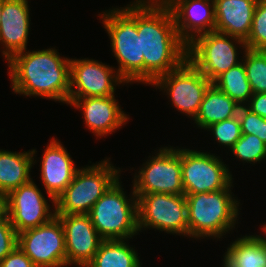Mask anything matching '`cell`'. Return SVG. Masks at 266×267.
Instances as JSON below:
<instances>
[{
  "label": "cell",
  "mask_w": 266,
  "mask_h": 267,
  "mask_svg": "<svg viewBox=\"0 0 266 267\" xmlns=\"http://www.w3.org/2000/svg\"><path fill=\"white\" fill-rule=\"evenodd\" d=\"M69 106L81 111L85 128L91 131L96 140L115 133L130 120L115 95L76 98Z\"/></svg>",
  "instance_id": "obj_16"
},
{
  "label": "cell",
  "mask_w": 266,
  "mask_h": 267,
  "mask_svg": "<svg viewBox=\"0 0 266 267\" xmlns=\"http://www.w3.org/2000/svg\"><path fill=\"white\" fill-rule=\"evenodd\" d=\"M136 197L139 234L144 230L154 229L160 233L188 238L187 203L184 194L148 193Z\"/></svg>",
  "instance_id": "obj_9"
},
{
  "label": "cell",
  "mask_w": 266,
  "mask_h": 267,
  "mask_svg": "<svg viewBox=\"0 0 266 267\" xmlns=\"http://www.w3.org/2000/svg\"><path fill=\"white\" fill-rule=\"evenodd\" d=\"M215 154L201 149L199 151L181 147L184 194L214 192L225 189L234 182L229 165Z\"/></svg>",
  "instance_id": "obj_11"
},
{
  "label": "cell",
  "mask_w": 266,
  "mask_h": 267,
  "mask_svg": "<svg viewBox=\"0 0 266 267\" xmlns=\"http://www.w3.org/2000/svg\"><path fill=\"white\" fill-rule=\"evenodd\" d=\"M18 243V234L8 216L0 219V261H2Z\"/></svg>",
  "instance_id": "obj_31"
},
{
  "label": "cell",
  "mask_w": 266,
  "mask_h": 267,
  "mask_svg": "<svg viewBox=\"0 0 266 267\" xmlns=\"http://www.w3.org/2000/svg\"><path fill=\"white\" fill-rule=\"evenodd\" d=\"M7 216V195L0 191V219Z\"/></svg>",
  "instance_id": "obj_34"
},
{
  "label": "cell",
  "mask_w": 266,
  "mask_h": 267,
  "mask_svg": "<svg viewBox=\"0 0 266 267\" xmlns=\"http://www.w3.org/2000/svg\"><path fill=\"white\" fill-rule=\"evenodd\" d=\"M119 178L93 205L89 214L104 240L132 239L139 234L137 197L133 187L127 195Z\"/></svg>",
  "instance_id": "obj_5"
},
{
  "label": "cell",
  "mask_w": 266,
  "mask_h": 267,
  "mask_svg": "<svg viewBox=\"0 0 266 267\" xmlns=\"http://www.w3.org/2000/svg\"><path fill=\"white\" fill-rule=\"evenodd\" d=\"M256 4L254 0H214V30L245 41L251 31Z\"/></svg>",
  "instance_id": "obj_20"
},
{
  "label": "cell",
  "mask_w": 266,
  "mask_h": 267,
  "mask_svg": "<svg viewBox=\"0 0 266 267\" xmlns=\"http://www.w3.org/2000/svg\"><path fill=\"white\" fill-rule=\"evenodd\" d=\"M137 33H141L144 85L177 69L187 59V45L179 38L173 14L162 0H136Z\"/></svg>",
  "instance_id": "obj_1"
},
{
  "label": "cell",
  "mask_w": 266,
  "mask_h": 267,
  "mask_svg": "<svg viewBox=\"0 0 266 267\" xmlns=\"http://www.w3.org/2000/svg\"><path fill=\"white\" fill-rule=\"evenodd\" d=\"M242 61L253 93H266V52L246 49Z\"/></svg>",
  "instance_id": "obj_26"
},
{
  "label": "cell",
  "mask_w": 266,
  "mask_h": 267,
  "mask_svg": "<svg viewBox=\"0 0 266 267\" xmlns=\"http://www.w3.org/2000/svg\"><path fill=\"white\" fill-rule=\"evenodd\" d=\"M110 39L117 71L128 83L144 85V57L141 56V33H137L136 0L124 7L113 6L98 14Z\"/></svg>",
  "instance_id": "obj_4"
},
{
  "label": "cell",
  "mask_w": 266,
  "mask_h": 267,
  "mask_svg": "<svg viewBox=\"0 0 266 267\" xmlns=\"http://www.w3.org/2000/svg\"><path fill=\"white\" fill-rule=\"evenodd\" d=\"M36 148L14 152L0 149V191L8 195L12 190L27 184L33 178L31 168L37 164Z\"/></svg>",
  "instance_id": "obj_21"
},
{
  "label": "cell",
  "mask_w": 266,
  "mask_h": 267,
  "mask_svg": "<svg viewBox=\"0 0 266 267\" xmlns=\"http://www.w3.org/2000/svg\"><path fill=\"white\" fill-rule=\"evenodd\" d=\"M240 236L226 248L222 267H266V244L256 233Z\"/></svg>",
  "instance_id": "obj_22"
},
{
  "label": "cell",
  "mask_w": 266,
  "mask_h": 267,
  "mask_svg": "<svg viewBox=\"0 0 266 267\" xmlns=\"http://www.w3.org/2000/svg\"><path fill=\"white\" fill-rule=\"evenodd\" d=\"M204 131L210 132L209 134L213 135V141H217L216 143L218 145L228 149V152L242 136L238 115L229 119H225L221 122L214 123L208 126Z\"/></svg>",
  "instance_id": "obj_28"
},
{
  "label": "cell",
  "mask_w": 266,
  "mask_h": 267,
  "mask_svg": "<svg viewBox=\"0 0 266 267\" xmlns=\"http://www.w3.org/2000/svg\"><path fill=\"white\" fill-rule=\"evenodd\" d=\"M7 74L14 94L42 98L68 106L70 58L55 47L15 54L7 62Z\"/></svg>",
  "instance_id": "obj_2"
},
{
  "label": "cell",
  "mask_w": 266,
  "mask_h": 267,
  "mask_svg": "<svg viewBox=\"0 0 266 267\" xmlns=\"http://www.w3.org/2000/svg\"><path fill=\"white\" fill-rule=\"evenodd\" d=\"M233 182L214 192L184 194L187 203L188 238L222 241L234 232L241 215L240 199L232 192ZM231 231V232H230Z\"/></svg>",
  "instance_id": "obj_3"
},
{
  "label": "cell",
  "mask_w": 266,
  "mask_h": 267,
  "mask_svg": "<svg viewBox=\"0 0 266 267\" xmlns=\"http://www.w3.org/2000/svg\"><path fill=\"white\" fill-rule=\"evenodd\" d=\"M261 226L260 234H256V236H258L266 244V223L264 222L263 225L261 224Z\"/></svg>",
  "instance_id": "obj_35"
},
{
  "label": "cell",
  "mask_w": 266,
  "mask_h": 267,
  "mask_svg": "<svg viewBox=\"0 0 266 267\" xmlns=\"http://www.w3.org/2000/svg\"><path fill=\"white\" fill-rule=\"evenodd\" d=\"M239 105L213 83L202 99L199 113L193 120V127L205 130L208 126L237 116Z\"/></svg>",
  "instance_id": "obj_23"
},
{
  "label": "cell",
  "mask_w": 266,
  "mask_h": 267,
  "mask_svg": "<svg viewBox=\"0 0 266 267\" xmlns=\"http://www.w3.org/2000/svg\"><path fill=\"white\" fill-rule=\"evenodd\" d=\"M0 267H36L17 245L2 261Z\"/></svg>",
  "instance_id": "obj_32"
},
{
  "label": "cell",
  "mask_w": 266,
  "mask_h": 267,
  "mask_svg": "<svg viewBox=\"0 0 266 267\" xmlns=\"http://www.w3.org/2000/svg\"><path fill=\"white\" fill-rule=\"evenodd\" d=\"M129 243V239L103 240L86 267H142L140 253Z\"/></svg>",
  "instance_id": "obj_24"
},
{
  "label": "cell",
  "mask_w": 266,
  "mask_h": 267,
  "mask_svg": "<svg viewBox=\"0 0 266 267\" xmlns=\"http://www.w3.org/2000/svg\"><path fill=\"white\" fill-rule=\"evenodd\" d=\"M171 10L179 38L188 45L199 35L214 31V0H162Z\"/></svg>",
  "instance_id": "obj_18"
},
{
  "label": "cell",
  "mask_w": 266,
  "mask_h": 267,
  "mask_svg": "<svg viewBox=\"0 0 266 267\" xmlns=\"http://www.w3.org/2000/svg\"><path fill=\"white\" fill-rule=\"evenodd\" d=\"M212 83L240 107L246 106L253 94L243 61L219 75Z\"/></svg>",
  "instance_id": "obj_25"
},
{
  "label": "cell",
  "mask_w": 266,
  "mask_h": 267,
  "mask_svg": "<svg viewBox=\"0 0 266 267\" xmlns=\"http://www.w3.org/2000/svg\"><path fill=\"white\" fill-rule=\"evenodd\" d=\"M245 43L250 50L266 49V1L257 2L251 31Z\"/></svg>",
  "instance_id": "obj_29"
},
{
  "label": "cell",
  "mask_w": 266,
  "mask_h": 267,
  "mask_svg": "<svg viewBox=\"0 0 266 267\" xmlns=\"http://www.w3.org/2000/svg\"><path fill=\"white\" fill-rule=\"evenodd\" d=\"M245 107L266 119V93H253Z\"/></svg>",
  "instance_id": "obj_33"
},
{
  "label": "cell",
  "mask_w": 266,
  "mask_h": 267,
  "mask_svg": "<svg viewBox=\"0 0 266 267\" xmlns=\"http://www.w3.org/2000/svg\"><path fill=\"white\" fill-rule=\"evenodd\" d=\"M211 84L186 59L177 69L160 76L150 86L168 95L170 105L192 121L199 113L202 99Z\"/></svg>",
  "instance_id": "obj_10"
},
{
  "label": "cell",
  "mask_w": 266,
  "mask_h": 267,
  "mask_svg": "<svg viewBox=\"0 0 266 267\" xmlns=\"http://www.w3.org/2000/svg\"><path fill=\"white\" fill-rule=\"evenodd\" d=\"M110 160V157H105L99 162L81 166L72 182L56 198V214H88L96 201L124 172Z\"/></svg>",
  "instance_id": "obj_6"
},
{
  "label": "cell",
  "mask_w": 266,
  "mask_h": 267,
  "mask_svg": "<svg viewBox=\"0 0 266 267\" xmlns=\"http://www.w3.org/2000/svg\"><path fill=\"white\" fill-rule=\"evenodd\" d=\"M115 66L95 59L70 58V94L68 105L76 98L116 95V87L130 85ZM123 84V85H122Z\"/></svg>",
  "instance_id": "obj_12"
},
{
  "label": "cell",
  "mask_w": 266,
  "mask_h": 267,
  "mask_svg": "<svg viewBox=\"0 0 266 267\" xmlns=\"http://www.w3.org/2000/svg\"><path fill=\"white\" fill-rule=\"evenodd\" d=\"M229 151L233 159L252 166L266 160V143L252 134H242Z\"/></svg>",
  "instance_id": "obj_27"
},
{
  "label": "cell",
  "mask_w": 266,
  "mask_h": 267,
  "mask_svg": "<svg viewBox=\"0 0 266 267\" xmlns=\"http://www.w3.org/2000/svg\"><path fill=\"white\" fill-rule=\"evenodd\" d=\"M246 49L244 40L214 30L194 38L187 45L186 54L187 60L213 82L241 63L243 56L239 55H244Z\"/></svg>",
  "instance_id": "obj_7"
},
{
  "label": "cell",
  "mask_w": 266,
  "mask_h": 267,
  "mask_svg": "<svg viewBox=\"0 0 266 267\" xmlns=\"http://www.w3.org/2000/svg\"><path fill=\"white\" fill-rule=\"evenodd\" d=\"M161 147V148H160ZM150 153L147 160H143L138 170L134 167L135 175L132 187L135 195L148 193H167L173 195L184 194L181 176V148L160 146ZM152 155V156H151Z\"/></svg>",
  "instance_id": "obj_8"
},
{
  "label": "cell",
  "mask_w": 266,
  "mask_h": 267,
  "mask_svg": "<svg viewBox=\"0 0 266 267\" xmlns=\"http://www.w3.org/2000/svg\"><path fill=\"white\" fill-rule=\"evenodd\" d=\"M2 8H3V0H0V21H1Z\"/></svg>",
  "instance_id": "obj_36"
},
{
  "label": "cell",
  "mask_w": 266,
  "mask_h": 267,
  "mask_svg": "<svg viewBox=\"0 0 266 267\" xmlns=\"http://www.w3.org/2000/svg\"><path fill=\"white\" fill-rule=\"evenodd\" d=\"M39 157L40 179L44 192L55 200L72 182L79 167H76L73 157L68 153L67 147L55 137L49 139V143Z\"/></svg>",
  "instance_id": "obj_19"
},
{
  "label": "cell",
  "mask_w": 266,
  "mask_h": 267,
  "mask_svg": "<svg viewBox=\"0 0 266 267\" xmlns=\"http://www.w3.org/2000/svg\"><path fill=\"white\" fill-rule=\"evenodd\" d=\"M38 186L32 179L7 195V216L17 234L45 224L56 216L55 199L51 195L45 198L47 193Z\"/></svg>",
  "instance_id": "obj_13"
},
{
  "label": "cell",
  "mask_w": 266,
  "mask_h": 267,
  "mask_svg": "<svg viewBox=\"0 0 266 267\" xmlns=\"http://www.w3.org/2000/svg\"><path fill=\"white\" fill-rule=\"evenodd\" d=\"M17 245L36 267H66L64 229L57 216L18 233Z\"/></svg>",
  "instance_id": "obj_14"
},
{
  "label": "cell",
  "mask_w": 266,
  "mask_h": 267,
  "mask_svg": "<svg viewBox=\"0 0 266 267\" xmlns=\"http://www.w3.org/2000/svg\"><path fill=\"white\" fill-rule=\"evenodd\" d=\"M238 118L240 120L242 134H252L266 143V119L252 113L245 106L239 107Z\"/></svg>",
  "instance_id": "obj_30"
},
{
  "label": "cell",
  "mask_w": 266,
  "mask_h": 267,
  "mask_svg": "<svg viewBox=\"0 0 266 267\" xmlns=\"http://www.w3.org/2000/svg\"><path fill=\"white\" fill-rule=\"evenodd\" d=\"M30 2L3 0L0 21L1 56L8 62L15 54L27 49L30 36Z\"/></svg>",
  "instance_id": "obj_17"
},
{
  "label": "cell",
  "mask_w": 266,
  "mask_h": 267,
  "mask_svg": "<svg viewBox=\"0 0 266 267\" xmlns=\"http://www.w3.org/2000/svg\"><path fill=\"white\" fill-rule=\"evenodd\" d=\"M254 1H256V2H262V1H266V0H254Z\"/></svg>",
  "instance_id": "obj_37"
},
{
  "label": "cell",
  "mask_w": 266,
  "mask_h": 267,
  "mask_svg": "<svg viewBox=\"0 0 266 267\" xmlns=\"http://www.w3.org/2000/svg\"><path fill=\"white\" fill-rule=\"evenodd\" d=\"M62 223L66 245V267H86L98 251L103 238L89 214H56Z\"/></svg>",
  "instance_id": "obj_15"
}]
</instances>
